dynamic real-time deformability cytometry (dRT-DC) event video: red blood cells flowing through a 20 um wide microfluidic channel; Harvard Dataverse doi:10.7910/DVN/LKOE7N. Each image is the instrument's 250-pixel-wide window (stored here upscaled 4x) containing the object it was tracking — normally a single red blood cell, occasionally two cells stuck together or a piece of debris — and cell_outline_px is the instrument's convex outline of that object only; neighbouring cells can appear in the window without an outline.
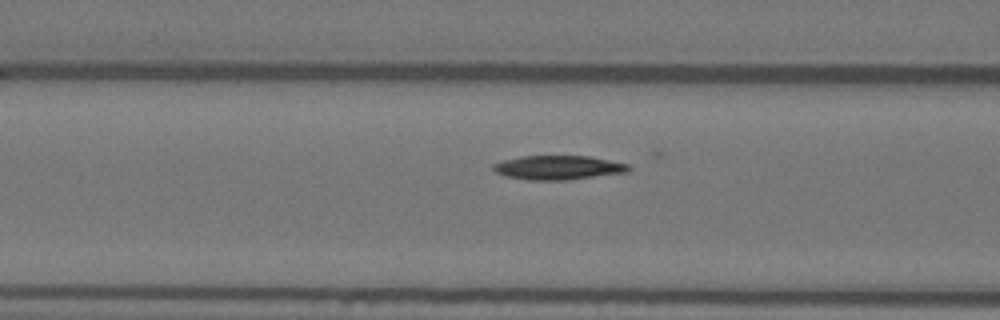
{"species": "Egyptian fruit bat (a non-hibernating species)", "species_latin": "Rousettus aegyptiacus", "temperature_condition": "warm", "stored_images_in_passage": 45, "camera_frame_rate_fps": 3000, "um_per_image_px": 0.085, "animal": {"sex": "female"}, "frame": {"image": 1, "passage_image": 21, "time_ms": 6.667, "image_size_px": [1000, 320], "cell_outline_px": [[632, 168], [628, 172], [568, 180], [528, 180], [504, 176], [496, 172], [492, 168], [492, 164], [504, 160], [520, 156], [588, 156], [628, 164]], "centroid_in_image_um": [47.43, 14.25], "position_along_channel_um": 119.2, "area_um2": 19.07}}
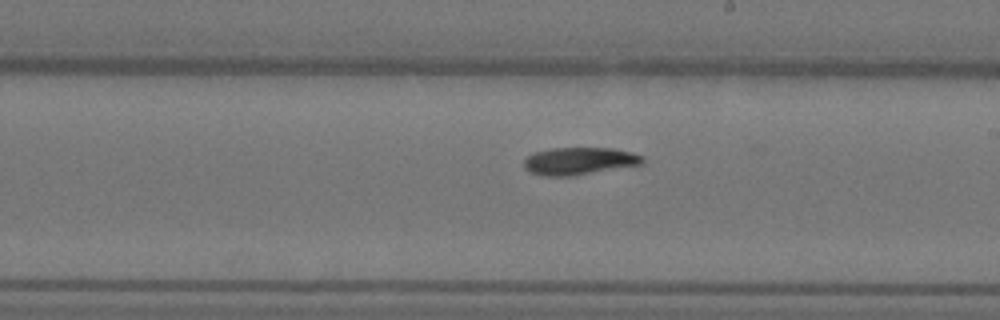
{"frame": {"image": 2, "passage_image": 31, "time_ms": 10.0, "image_size_px": [1000, 320], "cell_outline_px": [[644, 164], [576, 176], [544, 176], [528, 172], [524, 168], [524, 160], [532, 152], [552, 148], [612, 148], [632, 152], [644, 156]], "centroid_in_image_um": [49.25, 13.7], "position_along_channel_um": 239.8, "area_um2": 19.36}}
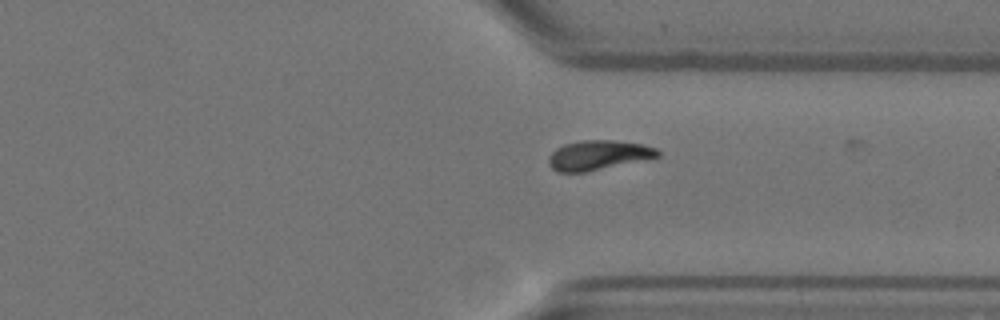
{"frame": {"image": 3, "passage_image": 41, "time_ms": 13.333, "image_size_px": [1000, 320], "cell_outline_px": [[660, 156], [584, 172], [556, 172], [548, 164], [548, 156], [556, 148], [564, 144], [584, 140], [612, 140], [644, 144], [656, 148], [660, 152]], "centroid_in_image_um": [50.82, 13.18], "position_along_channel_um": 360.6, "area_um2": 18.67}, "authors_computed_cell_mechanics": {"area_um2": 19.0162, "velocity_mm_per_s": 3.6267, "shape_relaxation_time_tau1_ms": 8.8911, "shape_relaxation_time_tau2_ms": null, "deformation_change_tau1": 0.1994, "deformation_change_tau2": null}}